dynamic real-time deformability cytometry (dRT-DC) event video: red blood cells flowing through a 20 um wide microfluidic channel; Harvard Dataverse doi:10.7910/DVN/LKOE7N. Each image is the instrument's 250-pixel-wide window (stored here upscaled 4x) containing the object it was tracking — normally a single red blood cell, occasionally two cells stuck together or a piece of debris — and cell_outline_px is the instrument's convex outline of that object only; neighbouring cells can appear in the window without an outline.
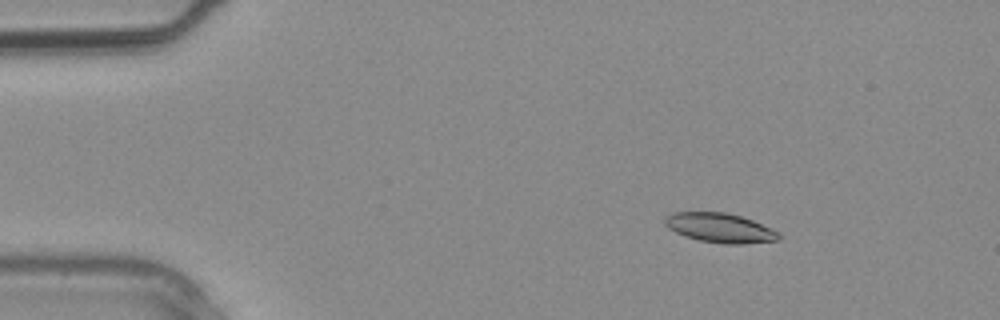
{"species": "common noctule bat (a hibernating species)", "species_latin": "Nyctalus noctula", "temperature_condition": "warm", "stored_images_in_passage": 3, "camera_frame_rate_fps": 3000, "um_per_image_px": 0.085, "animal": {"sex": "male", "body_mass_g": 20.4}, "frame": {"image": 1, "passage_image": 2, "time_ms": 0.333, "image_size_px": [1000, 320], "cell_outline_px": [[780, 236], [776, 240], [744, 244], [724, 244], [700, 240], [684, 236], [668, 228], [664, 224], [664, 216], [672, 212], [724, 212], [740, 216], [752, 220], [772, 228], [780, 232]], "centroid_in_image_um": [61.17, 19.36], "position_along_channel_um": 23.8, "area_um2": 19.59}}